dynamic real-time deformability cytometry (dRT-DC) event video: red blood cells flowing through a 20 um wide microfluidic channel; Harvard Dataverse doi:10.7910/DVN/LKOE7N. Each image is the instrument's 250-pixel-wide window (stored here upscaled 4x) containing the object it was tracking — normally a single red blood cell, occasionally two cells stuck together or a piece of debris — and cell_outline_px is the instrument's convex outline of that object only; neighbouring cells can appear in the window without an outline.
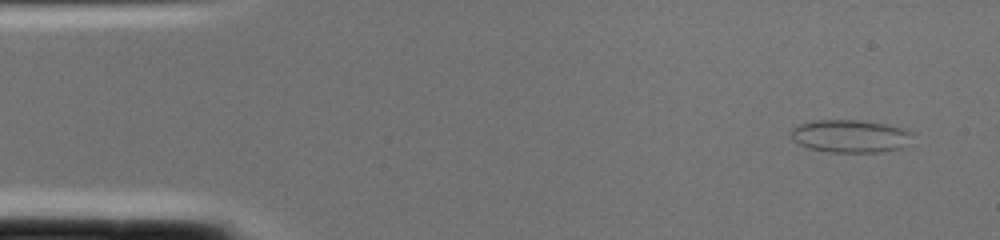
{"species": "common noctule bat (a hibernating species)", "species_latin": "Nyctalus noctula", "temperature_condition": "cold", "stored_images_in_passage": 2, "camera_frame_rate_fps": 3000, "um_per_image_px": 0.085, "animal": {"sex": "female", "body_mass_g": 22.0, "forearm_length_mm": 56.7}, "frame": {"image": 1, "passage_image": 1, "time_ms": 0.0, "image_size_px": [1000, 240], "cell_outline_px": [[912, 132], [908, 144], [900, 148], [880, 152], [828, 152], [808, 148], [800, 144], [792, 136], [792, 128], [796, 124], [812, 120], [860, 120], [884, 124], [900, 128]], "centroid_in_image_um": [72.24, 11.57], "position_along_channel_um": 12.8, "area_um2": 23.06}}